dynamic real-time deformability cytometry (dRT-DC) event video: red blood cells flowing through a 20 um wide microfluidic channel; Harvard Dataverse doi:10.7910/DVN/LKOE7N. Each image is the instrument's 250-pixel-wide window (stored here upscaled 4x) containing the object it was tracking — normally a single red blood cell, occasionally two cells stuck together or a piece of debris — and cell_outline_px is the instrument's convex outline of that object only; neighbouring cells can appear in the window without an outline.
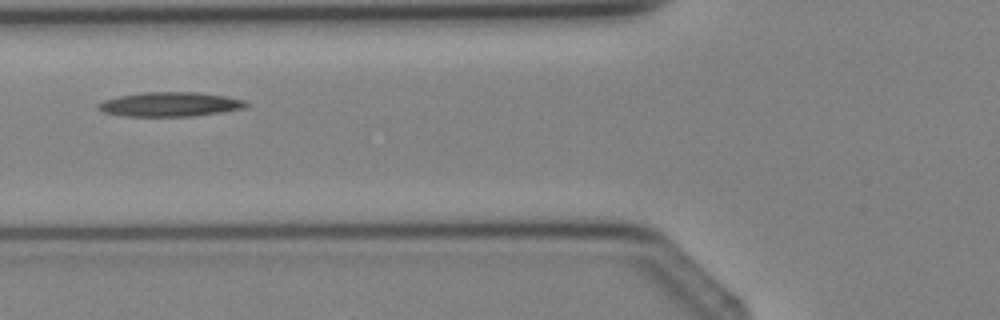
{"species": "Egyptian fruit bat (a non-hibernating species)", "species_latin": "Rousettus aegyptiacus", "temperature_condition": "cold", "stored_images_in_passage": 3, "camera_frame_rate_fps": 3000, "um_per_image_px": 0.085, "animal": {"sex": "female"}, "frame": {"image": 1, "passage_image": 3, "time_ms": 2.333, "image_size_px": [1000, 320], "cell_outline_px": [[248, 104], [244, 108], [224, 112], [188, 116], [124, 116], [104, 112], [96, 108], [96, 104], [104, 100], [120, 96], [144, 92], [196, 92], [224, 96], [244, 100]], "centroid_in_image_um": [14.42, 8.87], "position_along_channel_um": 111.4, "area_um2": 20.87}}